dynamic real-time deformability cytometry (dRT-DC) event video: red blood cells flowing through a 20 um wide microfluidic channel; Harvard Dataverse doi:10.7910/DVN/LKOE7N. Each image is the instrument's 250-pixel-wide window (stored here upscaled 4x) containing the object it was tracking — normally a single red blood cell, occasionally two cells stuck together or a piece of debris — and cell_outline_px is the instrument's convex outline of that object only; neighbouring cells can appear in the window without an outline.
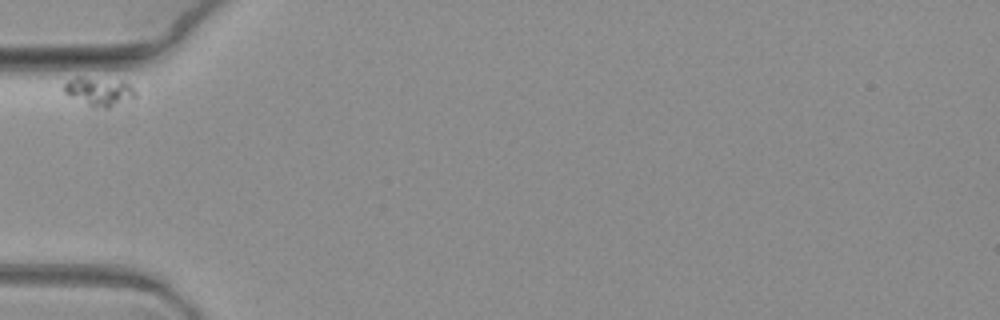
{"species": "common noctule bat (a hibernating species)", "species_latin": "Nyctalus noctula", "temperature_condition": "warm", "stored_images_in_passage": 2, "camera_frame_rate_fps": 3000, "um_per_image_px": 0.085, "animal": {"sex": "female", "body_mass_g": 19.3, "forearm_length_mm": 54.1}, "frame": {"image": 1, "passage_image": 1, "time_ms": 0.0, "image_size_px": [1000, 320], "cell_outline_px": [[136, 100], [108, 108], [92, 108], [68, 96], [64, 92], [64, 84], [68, 80], [76, 76], [80, 76], [124, 80], [132, 84], [136, 92]], "centroid_in_image_um": [8.49, 7.78], "position_along_channel_um": 76.5, "area_um2": 12.77}}